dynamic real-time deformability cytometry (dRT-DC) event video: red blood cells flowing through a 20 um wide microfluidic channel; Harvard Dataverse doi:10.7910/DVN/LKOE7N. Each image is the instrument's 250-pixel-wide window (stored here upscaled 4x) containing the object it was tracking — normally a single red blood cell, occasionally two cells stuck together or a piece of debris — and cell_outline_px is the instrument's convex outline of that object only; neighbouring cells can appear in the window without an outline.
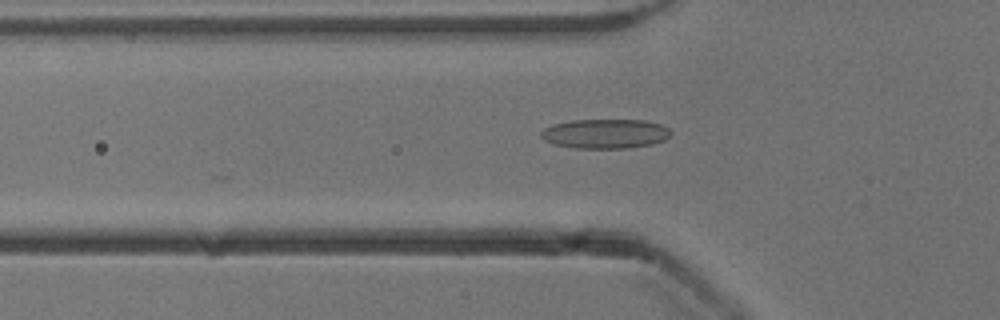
{"species": "common noctule bat (a hibernating species)", "species_latin": "Nyctalus noctula", "temperature_condition": "cold", "stored_images_in_passage": 39, "camera_frame_rate_fps": 3000, "um_per_image_px": 0.085, "animal": {"sex": "male", "body_mass_g": 13.3}, "frame": {"image": 1, "passage_image": 4, "time_ms": 1.0, "image_size_px": [1000, 320], "cell_outline_px": [[672, 136], [664, 140], [652, 144], [628, 148], [576, 148], [552, 144], [544, 140], [540, 136], [540, 132], [544, 128], [552, 124], [572, 120], [644, 120], [660, 124], [668, 128], [672, 132]], "centroid_in_image_um": [51.44, 11.36], "position_along_channel_um": 74.4, "area_um2": 22.48}}
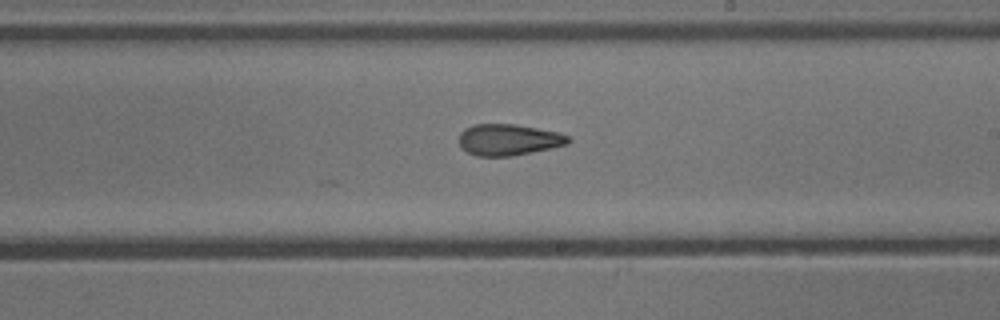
{"frame": {"image": 2, "passage_image": 17, "time_ms": 5.333, "image_size_px": [1000, 320], "cell_outline_px": [[572, 140], [568, 144], [552, 148], [512, 156], [476, 156], [460, 148], [460, 132], [464, 128], [472, 124], [516, 124], [560, 132], [568, 136]], "centroid_in_image_um": [43.24, 11.87], "position_along_channel_um": 245.8, "area_um2": 20.17}}
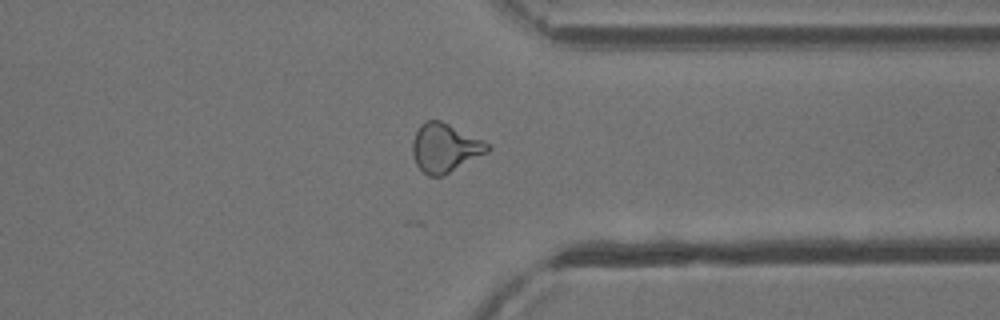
{"frame": {"image": 3, "passage_image": 27, "time_ms": 8.667, "image_size_px": [1000, 320], "cell_outline_px": [[492, 148], [488, 152], [444, 176], [428, 176], [416, 164], [412, 152], [412, 140], [420, 124], [424, 120], [440, 120], [484, 140], [492, 144]], "centroid_in_image_um": [37.84, 12.56], "position_along_channel_um": 373.6, "area_um2": 21.56}, "authors_computed_cell_mechanics": {"area_um2": 20.23, "velocity_mm_per_s": 3.9203, "shape_relaxation_time_tau1_ms": null, "shape_relaxation_time_tau2_ms": 3.1849, "deformation_change_tau1": null, "deformation_change_tau2": 0.1166}}